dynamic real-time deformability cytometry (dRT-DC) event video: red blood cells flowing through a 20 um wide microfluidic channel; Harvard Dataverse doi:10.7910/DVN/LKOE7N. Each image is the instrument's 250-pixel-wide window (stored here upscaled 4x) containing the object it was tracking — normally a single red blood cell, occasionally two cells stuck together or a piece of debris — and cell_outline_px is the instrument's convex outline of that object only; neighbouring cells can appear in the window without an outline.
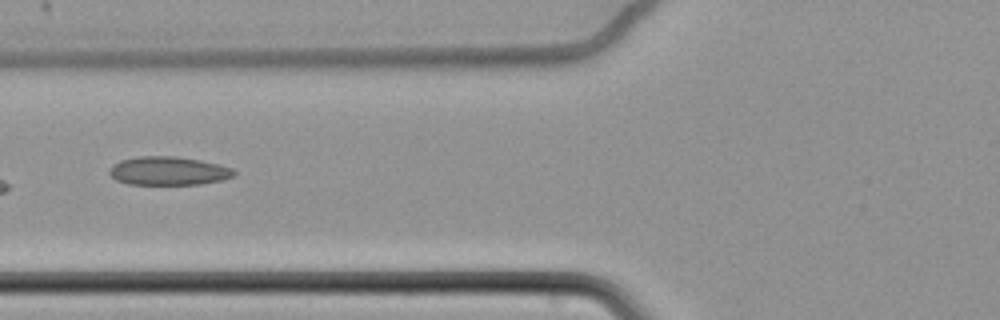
{"species": "common noctule bat (a hibernating species)", "species_latin": "Nyctalus noctula", "temperature_condition": "cold", "stored_images_in_passage": 14, "camera_frame_rate_fps": 3000, "um_per_image_px": 0.085, "animal": {"sex": "female", "body_mass_g": 22.7, "forearm_length_mm": 54.2}, "frame": {"image": 1, "passage_image": 9, "time_ms": 2.667, "image_size_px": [1000, 320], "cell_outline_px": [[236, 176], [224, 180], [200, 184], [128, 184], [116, 180], [108, 172], [112, 164], [120, 160], [136, 156], [176, 156], [200, 160], [220, 164], [232, 168], [236, 172]], "centroid_in_image_um": [14.34, 14.52], "position_along_channel_um": 111.5, "area_um2": 20.98}}
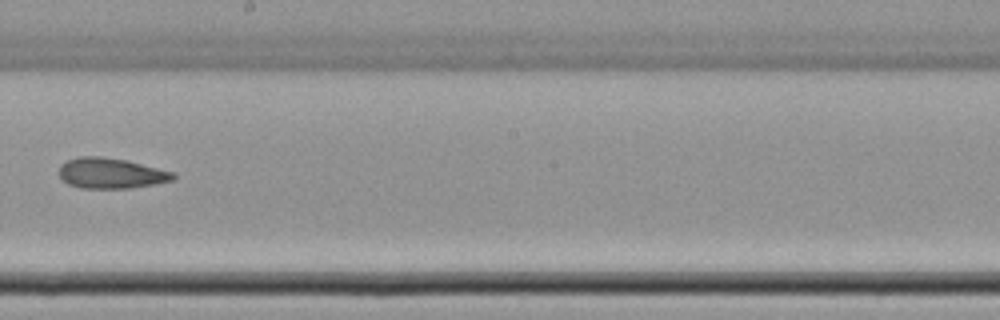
{"frame": {"image": 2, "passage_image": 12, "time_ms": 3.667, "image_size_px": [1000, 320], "cell_outline_px": [[176, 176], [172, 180], [132, 188], [80, 188], [68, 184], [60, 176], [60, 164], [68, 160], [80, 156], [100, 156], [128, 160], [176, 172]], "centroid_in_image_um": [9.45, 14.71], "position_along_channel_um": 238.7, "area_um2": 20.35}}
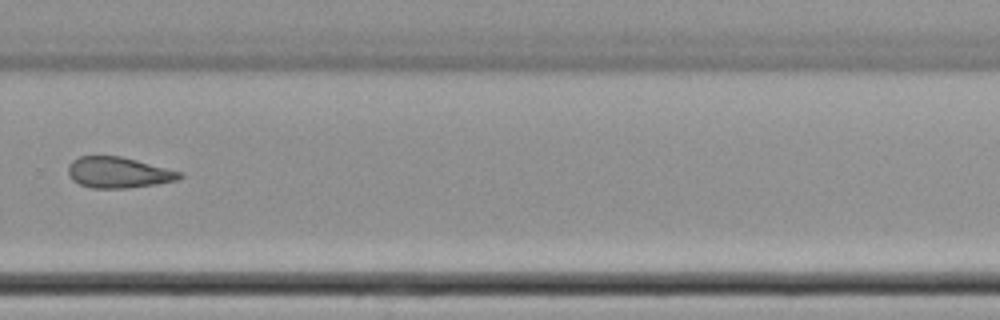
{"frame": {"image": 3, "passage_image": 14, "time_ms": 4.333, "image_size_px": [1000, 320], "cell_outline_px": [[184, 176], [176, 180], [156, 184], [128, 188], [92, 188], [80, 184], [72, 180], [68, 172], [68, 164], [72, 160], [80, 156], [120, 156], [136, 160], [180, 172]], "centroid_in_image_um": [10.02, 14.66], "position_along_channel_um": 319.8, "area_um2": 19.88}}